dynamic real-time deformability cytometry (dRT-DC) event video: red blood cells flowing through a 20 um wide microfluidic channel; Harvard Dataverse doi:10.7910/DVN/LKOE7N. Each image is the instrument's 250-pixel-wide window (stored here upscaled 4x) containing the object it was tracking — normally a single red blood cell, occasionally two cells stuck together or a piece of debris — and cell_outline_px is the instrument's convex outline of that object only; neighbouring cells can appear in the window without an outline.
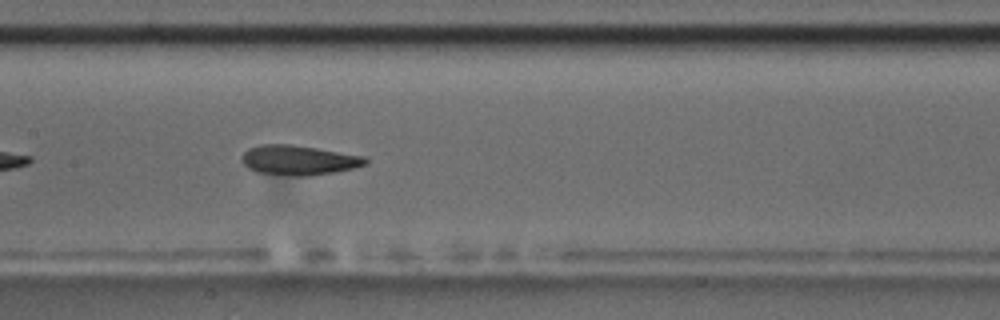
{"species": "common noctule bat (a hibernating species)", "species_latin": "Nyctalus noctula", "temperature_condition": "room temperature", "stored_images_in_passage": 6, "camera_frame_rate_fps": 3000, "um_per_image_px": 0.085, "animal": {"sex": "male", "body_mass_g": 17.5, "forearm_length_mm": 52.3}, "frame": {"image": 1, "passage_image": 5, "time_ms": 4.333, "image_size_px": [1000, 320], "cell_outline_px": [[368, 164], [352, 168], [332, 172], [308, 176], [292, 176], [256, 172], [248, 168], [240, 160], [240, 156], [248, 148], [260, 144], [292, 144], [368, 156]], "centroid_in_image_um": [25.38, 13.6], "position_along_channel_um": 182.0, "area_um2": 21.73}}
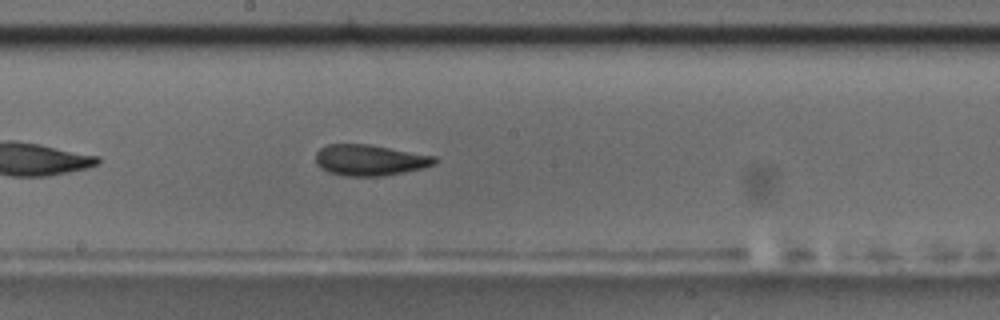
{"frame": {"image": 2, "passage_image": 6, "time_ms": 5.333, "image_size_px": [1000, 320], "cell_outline_px": [[436, 164], [424, 168], [404, 172], [380, 176], [348, 176], [328, 172], [320, 168], [316, 164], [316, 152], [320, 148], [328, 144], [368, 144], [436, 156]], "centroid_in_image_um": [31.43, 13.61], "position_along_channel_um": 216.8, "area_um2": 21.5}}